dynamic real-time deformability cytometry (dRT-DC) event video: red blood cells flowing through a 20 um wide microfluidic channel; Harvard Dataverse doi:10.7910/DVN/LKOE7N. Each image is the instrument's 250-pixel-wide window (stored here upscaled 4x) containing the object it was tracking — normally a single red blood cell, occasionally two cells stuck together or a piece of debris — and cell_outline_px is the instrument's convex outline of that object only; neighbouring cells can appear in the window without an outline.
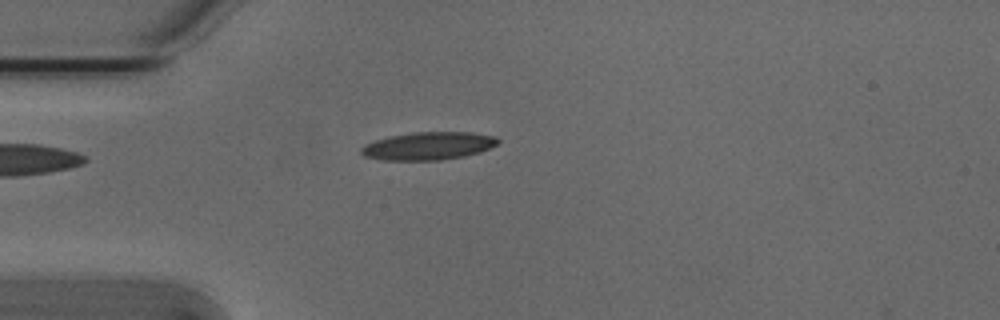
{"species": "Egyptian fruit bat (a non-hibernating species)", "species_latin": "Rousettus aegyptiacus", "temperature_condition": "cold", "stored_images_in_passage": 7, "camera_frame_rate_fps": 3000, "um_per_image_px": 0.085, "animal": {"sex": "male"}, "frame": {"image": 1, "passage_image": 1, "time_ms": 0.0, "image_size_px": [1000, 320], "cell_outline_px": [[500, 140], [496, 144], [480, 152], [464, 156], [440, 160], [380, 160], [364, 156], [360, 152], [360, 148], [364, 144], [388, 136], [412, 132], [468, 132], [496, 136]], "centroid_in_image_um": [36.37, 12.4], "position_along_channel_um": 48.6, "area_um2": 22.25}}
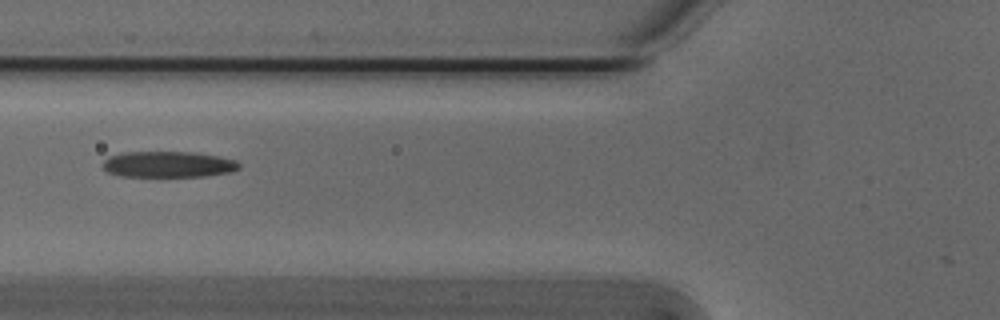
{"frame": {"image": 2, "passage_image": 7, "time_ms": 2.0, "image_size_px": [1000, 320], "cell_outline_px": [[240, 168], [228, 172], [204, 176], [120, 176], [108, 172], [104, 168], [104, 160], [108, 156], [124, 152], [192, 152], [216, 156], [236, 160], [240, 164]], "centroid_in_image_um": [14.28, 13.96], "position_along_channel_um": 111.5, "area_um2": 20.46}}